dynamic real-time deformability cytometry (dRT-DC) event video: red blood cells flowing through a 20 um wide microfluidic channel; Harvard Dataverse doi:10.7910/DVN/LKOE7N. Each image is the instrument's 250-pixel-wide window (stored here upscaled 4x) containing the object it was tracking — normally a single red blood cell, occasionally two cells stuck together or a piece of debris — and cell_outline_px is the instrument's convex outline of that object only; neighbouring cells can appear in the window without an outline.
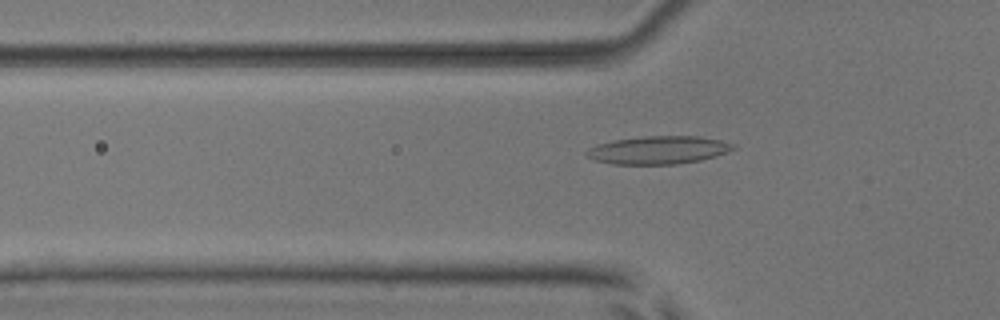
{"species": "common noctule bat (a hibernating species)", "species_latin": "Nyctalus noctula", "temperature_condition": "room temperature", "stored_images_in_passage": 53, "camera_frame_rate_fps": 3000, "um_per_image_px": 0.085, "animal": {"sex": "male", "body_mass_g": 17.9, "forearm_length_mm": 54.2}, "frame": {"image": 1, "passage_image": 18, "time_ms": 5.667, "image_size_px": [1000, 320], "cell_outline_px": [[736, 148], [716, 156], [700, 160], [676, 164], [612, 164], [592, 160], [584, 152], [588, 148], [596, 144], [616, 140], [644, 136], [700, 136], [720, 140], [736, 144]], "centroid_in_image_um": [55.95, 12.75], "position_along_channel_um": 69.8, "area_um2": 23.99}}
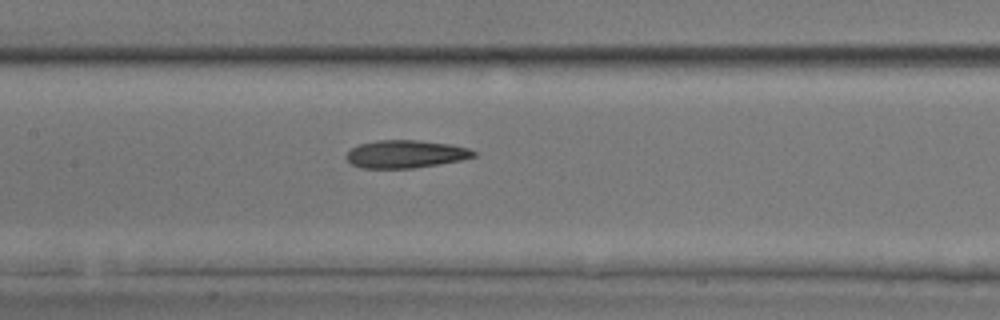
{"frame": {"image": 2, "passage_image": 26, "time_ms": 8.333, "image_size_px": [1000, 320], "cell_outline_px": [[476, 156], [460, 160], [412, 168], [360, 168], [352, 164], [344, 156], [352, 148], [360, 144], [376, 140], [416, 140], [452, 144], [468, 148], [476, 152]], "centroid_in_image_um": [34.46, 13.09], "position_along_channel_um": 172.9, "area_um2": 20.52}}
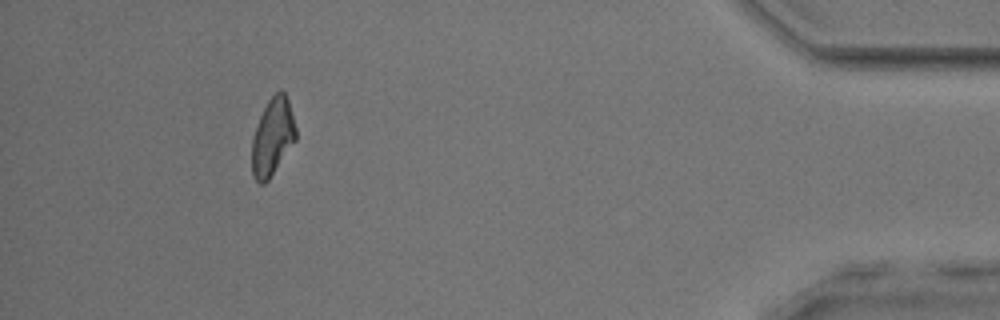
{"frame": {"image": 3, "passage_image": 49, "time_ms": 16.0, "image_size_px": [1000, 320], "cell_outline_px": [[296, 140], [268, 180], [264, 184], [260, 184], [252, 176], [252, 136], [260, 116], [268, 100], [280, 88], [284, 92], [288, 100], [296, 128]], "centroid_in_image_um": [23.16, 11.64], "position_along_channel_um": 412.0, "area_um2": 19.71}, "authors_computed_cell_mechanics": {"area_um2": 21.1548, "velocity_mm_per_s": 3.8779, "shape_relaxation_time_tau1_ms": 11.1115, "shape_relaxation_time_tau2_ms": 5.3984, "deformation_change_tau1": 0.2049, "deformation_change_tau2": 0.1506}}